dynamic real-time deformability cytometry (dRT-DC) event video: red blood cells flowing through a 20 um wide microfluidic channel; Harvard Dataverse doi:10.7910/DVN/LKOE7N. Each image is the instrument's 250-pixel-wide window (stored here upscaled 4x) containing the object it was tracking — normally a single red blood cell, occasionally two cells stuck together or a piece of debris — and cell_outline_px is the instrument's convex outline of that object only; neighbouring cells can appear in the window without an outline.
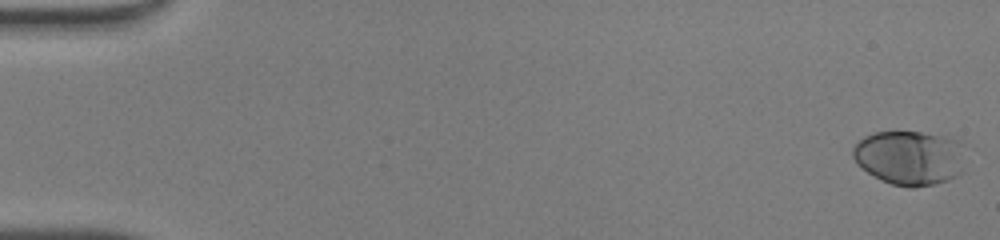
{"species": "human", "species_latin": "Homo sapiens", "temperature_condition": "warm", "stored_images_in_passage": 49, "camera_frame_rate_fps": 3000, "um_per_image_px": 0.085, "donor": {"sex": "male"}, "frame": {"image": 1, "passage_image": 1, "time_ms": 0.0, "image_size_px": [1000, 240], "cell_outline_px": [[964, 172], [948, 180], [936, 184], [916, 188], [908, 188], [892, 184], [880, 180], [856, 164], [852, 156], [852, 148], [864, 136], [872, 132], [920, 132], [944, 136], [960, 140]], "centroid_in_image_um": [77.31, 13.42], "position_along_channel_um": 7.7, "area_um2": 36.07}}
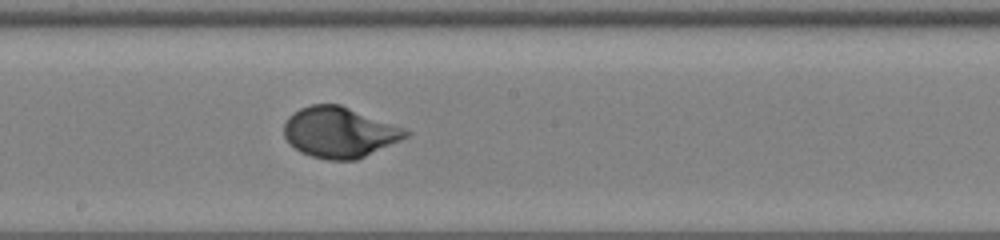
{"frame": {"image": 2, "passage_image": 28, "time_ms": 9.0, "image_size_px": [1000, 240], "cell_outline_px": [[412, 132], [408, 136], [400, 140], [356, 160], [328, 160], [312, 156], [300, 152], [284, 136], [284, 124], [288, 116], [292, 112], [300, 108], [312, 104], [340, 104], [404, 128]], "centroid_in_image_um": [28.83, 11.24], "position_along_channel_um": 219.4, "area_um2": 35.66}}
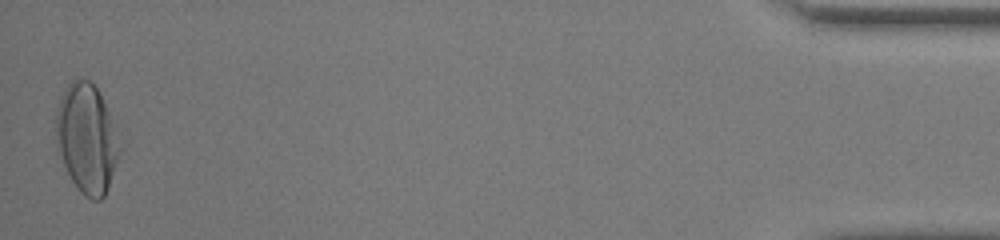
{"frame": {"image": 3, "passage_image": 49, "time_ms": 16.0, "image_size_px": [1000, 240], "cell_outline_px": [[120, 152], [108, 188], [104, 196], [100, 200], [92, 200], [84, 196], [80, 192], [72, 180], [56, 148], [56, 104], [60, 96], [68, 84], [76, 76], [88, 80], [96, 88], [108, 112]], "centroid_in_image_um": [7.32, 11.77], "position_along_channel_um": 427.9, "area_um2": 39.88}, "authors_computed_cell_mechanics": {"area_um2": 35.0846, "velocity_mm_per_s": 4.2471, "shape_relaxation_time_tau1_ms": 3.6709, "shape_relaxation_time_tau2_ms": null, "deformation_change_tau1": 0.2136, "deformation_change_tau2": null}}